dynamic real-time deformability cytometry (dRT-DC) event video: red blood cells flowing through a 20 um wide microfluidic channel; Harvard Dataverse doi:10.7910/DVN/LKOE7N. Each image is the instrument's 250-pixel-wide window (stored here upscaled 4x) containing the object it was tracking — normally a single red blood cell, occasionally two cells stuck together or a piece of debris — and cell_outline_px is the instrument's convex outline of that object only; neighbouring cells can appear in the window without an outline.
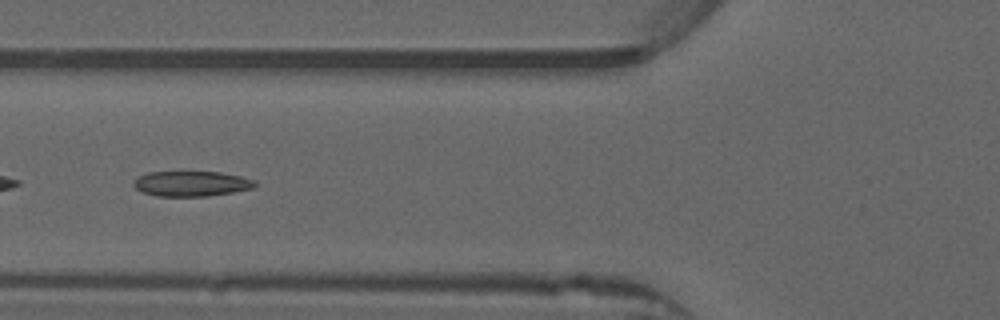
{"species": "common noctule bat (a hibernating species)", "species_latin": "Nyctalus noctula", "temperature_condition": "warm", "stored_images_in_passage": 41, "camera_frame_rate_fps": 3000, "um_per_image_px": 0.085, "animal": {"sex": "male", "forearm_length_mm": 52.5}, "frame": {"image": 1, "passage_image": 16, "time_ms": 5.0, "image_size_px": [1000, 320], "cell_outline_px": [[256, 188], [208, 196], [156, 196], [144, 192], [136, 188], [132, 184], [140, 176], [148, 172], [180, 168], [220, 172], [240, 176], [256, 180]], "centroid_in_image_um": [16.27, 15.55], "position_along_channel_um": 109.5, "area_um2": 18.79}, "authors_computed_cell_mechanics": {"area_um2": 18.207, "velocity_mm_per_s": 3.942, "shape_relaxation_time_tau1_ms": null, "shape_relaxation_time_tau2_ms": 1.0917, "deformation_change_tau1": null, "deformation_change_tau2": 0.0776}}